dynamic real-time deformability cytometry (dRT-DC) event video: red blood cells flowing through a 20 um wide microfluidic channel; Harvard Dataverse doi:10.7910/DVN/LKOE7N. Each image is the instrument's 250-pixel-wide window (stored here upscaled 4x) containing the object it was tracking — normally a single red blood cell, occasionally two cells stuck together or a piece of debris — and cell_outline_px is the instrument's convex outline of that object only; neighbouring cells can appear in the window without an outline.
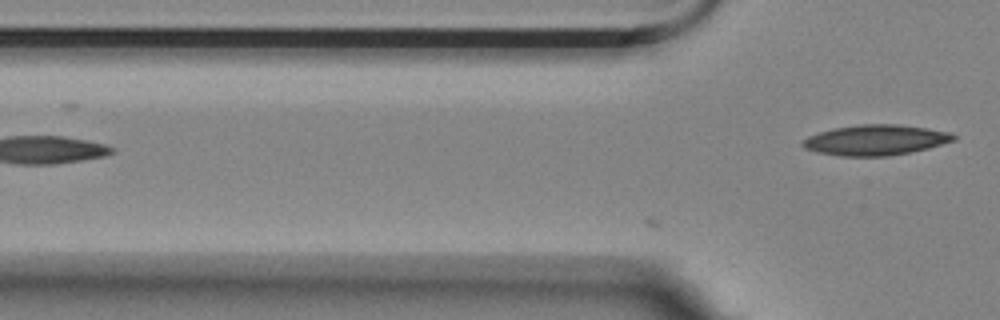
{"species": "Egyptian fruit bat (a non-hibernating species)", "species_latin": "Rousettus aegyptiacus", "temperature_condition": "room temperature", "stored_images_in_passage": 2, "camera_frame_rate_fps": 3000, "um_per_image_px": 0.085, "animal": {"sex": "female"}, "frame": {"image": 1, "passage_image": 2, "time_ms": 0.333, "image_size_px": [1000, 320], "cell_outline_px": [[956, 140], [928, 148], [888, 156], [840, 156], [816, 152], [804, 148], [800, 144], [808, 136], [832, 128], [860, 124], [896, 124], [924, 128], [948, 132], [956, 136]], "centroid_in_image_um": [74.38, 11.9], "position_along_channel_um": 51.4, "area_um2": 26.59}}